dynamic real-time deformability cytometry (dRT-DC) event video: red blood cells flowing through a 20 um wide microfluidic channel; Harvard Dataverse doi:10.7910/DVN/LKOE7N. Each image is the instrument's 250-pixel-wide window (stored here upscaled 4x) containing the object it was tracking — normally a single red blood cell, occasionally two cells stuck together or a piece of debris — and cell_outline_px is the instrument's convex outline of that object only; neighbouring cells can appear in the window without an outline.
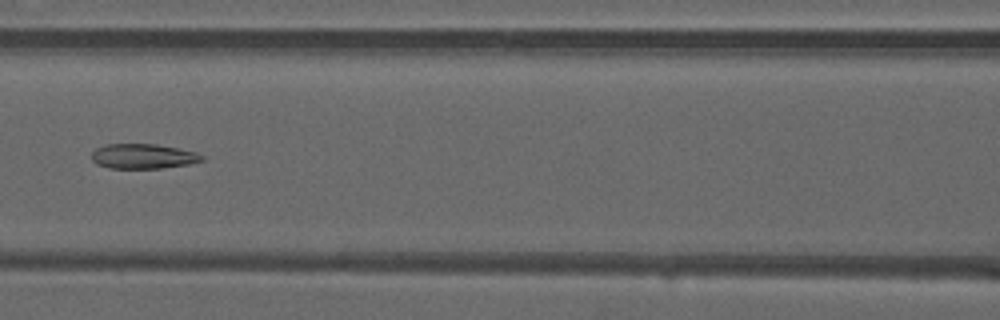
{"species": "common noctule bat (a hibernating species)", "species_latin": "Nyctalus noctula", "temperature_condition": "warm", "stored_images_in_passage": 41, "camera_frame_rate_fps": 3000, "um_per_image_px": 0.085, "animal": {"sex": "male", "forearm_length_mm": 52.5}, "frame": {"image": 1, "passage_image": 17, "time_ms": 5.333, "image_size_px": [1000, 320], "cell_outline_px": [[204, 160], [188, 164], [160, 168], [108, 168], [96, 164], [92, 160], [92, 152], [96, 148], [108, 144], [156, 144], [180, 148], [196, 152], [204, 156]], "centroid_in_image_um": [12.17, 13.28], "position_along_channel_um": 154.4, "area_um2": 16.01}}
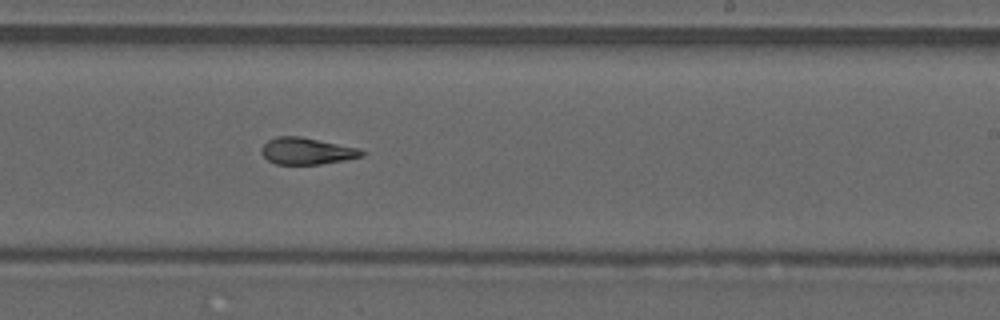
{"frame": {"image": 2, "passage_image": 25, "time_ms": 8.0, "image_size_px": [1000, 320], "cell_outline_px": [[364, 156], [344, 160], [320, 164], [276, 164], [268, 160], [260, 152], [260, 148], [268, 140], [276, 136], [300, 136], [360, 148], [364, 152]], "centroid_in_image_um": [26.06, 12.83], "position_along_channel_um": 262.9, "area_um2": 15.66}}
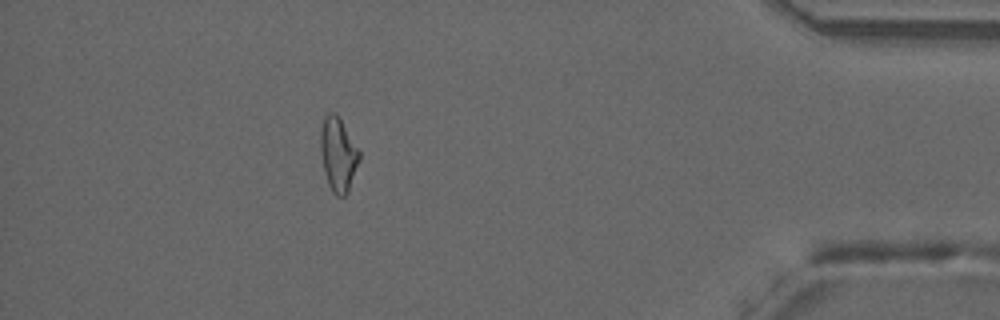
{"frame": {"image": 3, "passage_image": 39, "time_ms": 12.667, "image_size_px": [1000, 320], "cell_outline_px": [[360, 160], [348, 192], [344, 196], [336, 196], [332, 192], [328, 184], [324, 172], [320, 152], [320, 128], [324, 116], [328, 112], [336, 112], [360, 152]], "centroid_in_image_um": [28.72, 13.12], "position_along_channel_um": 406.5, "area_um2": 16.88}}